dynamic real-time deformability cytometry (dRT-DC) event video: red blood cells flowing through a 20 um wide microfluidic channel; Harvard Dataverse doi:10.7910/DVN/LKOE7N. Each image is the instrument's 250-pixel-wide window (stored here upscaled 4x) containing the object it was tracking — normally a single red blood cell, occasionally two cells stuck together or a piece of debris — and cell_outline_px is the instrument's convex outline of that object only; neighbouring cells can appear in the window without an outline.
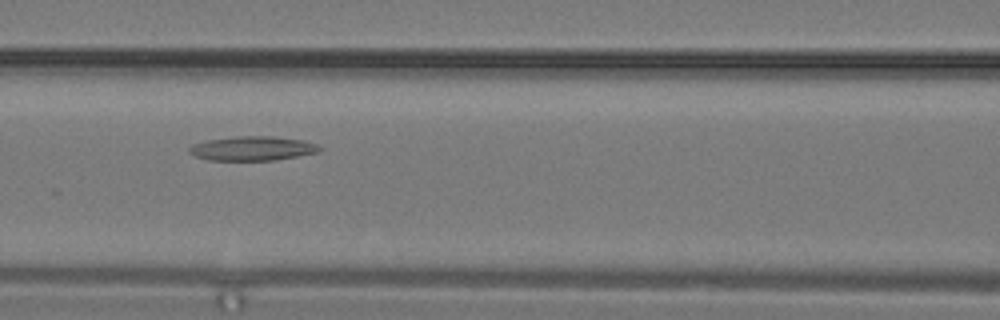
{"species": "common noctule bat (a hibernating species)", "species_latin": "Nyctalus noctula", "temperature_condition": "warm", "stored_images_in_passage": 10, "camera_frame_rate_fps": 3000, "um_per_image_px": 0.085, "animal": {"sex": "male", "body_mass_g": 19.2, "forearm_length_mm": 51.8}, "frame": {"image": 1, "passage_image": 4, "time_ms": 1.0, "image_size_px": [1000, 320], "cell_outline_px": [[320, 148], [316, 152], [296, 156], [272, 160], [208, 160], [196, 156], [188, 152], [188, 148], [192, 144], [208, 140], [236, 136], [272, 136], [304, 140], [316, 144]], "centroid_in_image_um": [21.4, 12.61], "position_along_channel_um": 145.2, "area_um2": 18.21}}
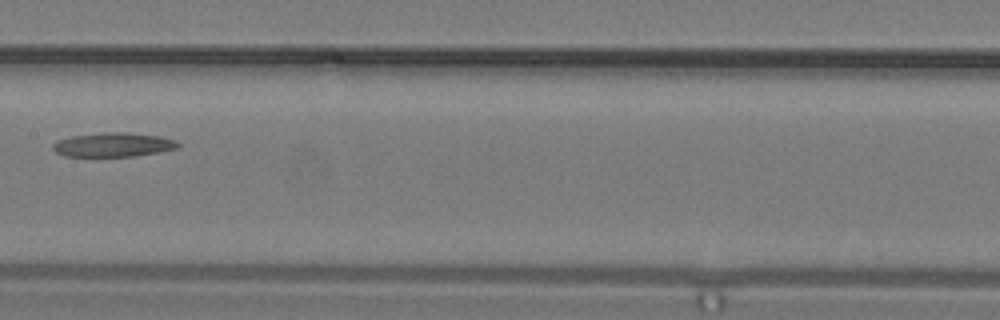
{"frame": {"image": 2, "passage_image": 6, "time_ms": 1.667, "image_size_px": [1000, 320], "cell_outline_px": [[180, 144], [176, 148], [156, 152], [132, 156], [64, 156], [56, 152], [52, 148], [52, 144], [56, 140], [72, 136], [104, 132], [128, 132], [156, 136], [172, 140]], "centroid_in_image_um": [9.53, 12.3], "position_along_channel_um": 197.9, "area_um2": 17.28}}
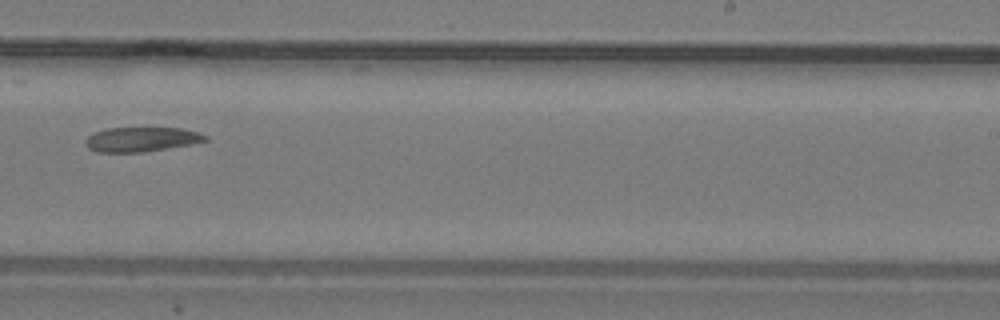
{"frame": {"image": 3, "passage_image": 9, "time_ms": 2.667, "image_size_px": [1000, 320], "cell_outline_px": [[208, 140], [192, 144], [168, 148], [140, 152], [96, 152], [88, 148], [84, 144], [84, 140], [92, 132], [108, 128], [184, 128], [208, 136]], "centroid_in_image_um": [11.98, 11.84], "position_along_channel_um": 277.0, "area_um2": 17.22}}